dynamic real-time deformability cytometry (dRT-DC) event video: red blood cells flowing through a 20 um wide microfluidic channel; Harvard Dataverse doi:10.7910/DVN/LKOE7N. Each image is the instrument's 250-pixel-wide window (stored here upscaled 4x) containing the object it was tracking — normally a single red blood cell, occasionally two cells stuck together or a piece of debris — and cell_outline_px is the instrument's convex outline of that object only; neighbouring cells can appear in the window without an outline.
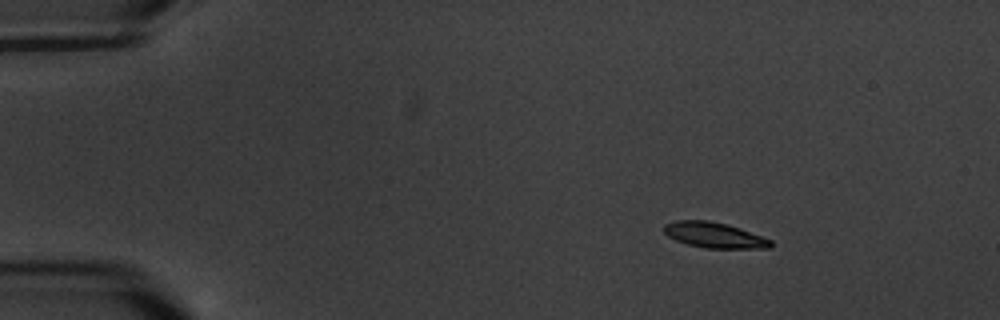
{"species": "common noctule bat (a hibernating species)", "species_latin": "Nyctalus noctula", "temperature_condition": "warm", "stored_images_in_passage": 3, "camera_frame_rate_fps": 3000, "um_per_image_px": 0.085, "animal": {"sex": "male", "body_mass_g": 20.1, "forearm_length_mm": 53.5}, "frame": {"image": 1, "passage_image": 1, "time_ms": 0.0, "image_size_px": [1000, 320], "cell_outline_px": [[772, 248], [704, 248], [688, 244], [676, 240], [668, 236], [664, 232], [664, 224], [676, 220], [708, 220], [728, 224], [740, 228], [772, 240]], "centroid_in_image_um": [60.72, 19.98], "position_along_channel_um": 24.3, "area_um2": 15.9}}